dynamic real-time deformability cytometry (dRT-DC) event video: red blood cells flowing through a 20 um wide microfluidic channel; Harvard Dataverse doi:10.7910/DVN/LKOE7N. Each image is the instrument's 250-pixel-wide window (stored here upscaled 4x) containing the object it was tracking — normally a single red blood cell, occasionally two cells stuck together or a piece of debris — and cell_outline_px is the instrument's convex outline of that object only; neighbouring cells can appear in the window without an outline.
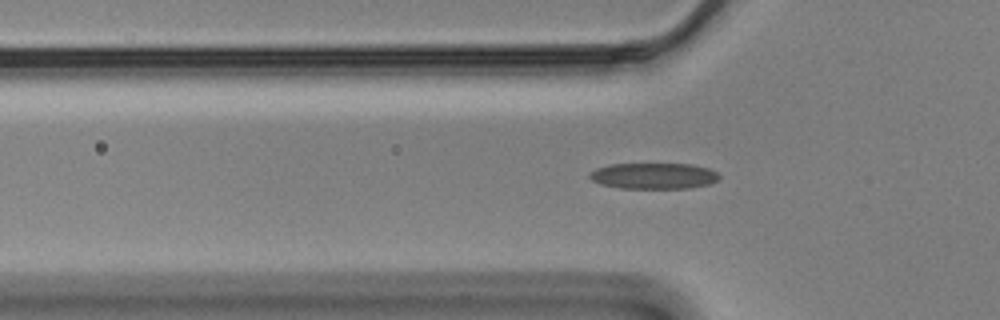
{"species": "Egyptian fruit bat (a non-hibernating species)", "species_latin": "Rousettus aegyptiacus", "temperature_condition": "cold", "stored_images_in_passage": 41, "camera_frame_rate_fps": 3000, "um_per_image_px": 0.085, "animal": {"sex": "male"}, "frame": {"image": 1, "passage_image": 8, "time_ms": 2.333, "image_size_px": [1000, 320], "cell_outline_px": [[720, 176], [716, 180], [708, 184], [688, 188], [620, 188], [600, 184], [592, 180], [588, 176], [588, 172], [596, 168], [608, 164], [692, 164], [708, 168], [716, 172]], "centroid_in_image_um": [55.51, 14.94], "position_along_channel_um": 70.3, "area_um2": 19.65}}
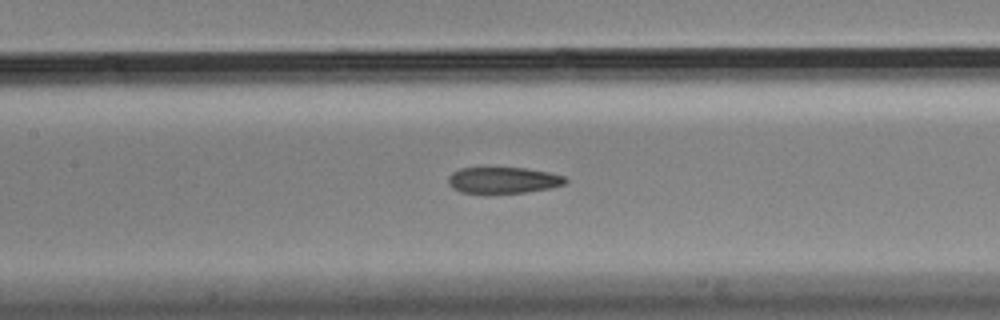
{"frame": {"image": 2, "passage_image": 16, "time_ms": 5.0, "image_size_px": [1000, 320], "cell_outline_px": [[568, 180], [564, 184], [552, 188], [524, 192], [488, 196], [484, 196], [460, 192], [452, 188], [448, 184], [448, 176], [452, 172], [460, 168], [524, 168], [548, 172], [564, 176]], "centroid_in_image_um": [42.71, 15.36], "position_along_channel_um": 164.7, "area_um2": 18.67}}
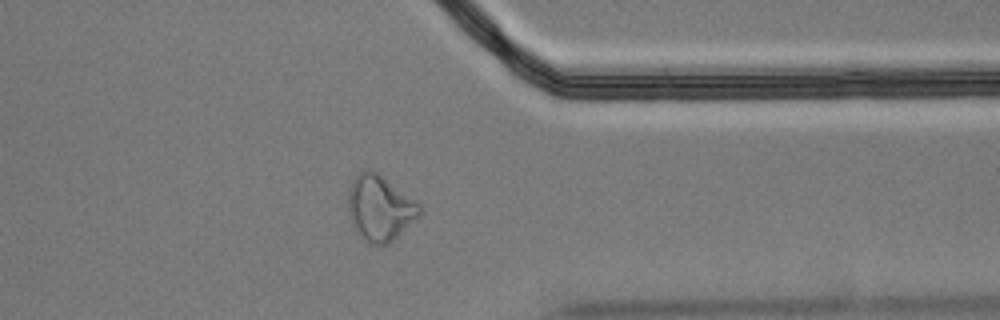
{"frame": {"image": 3, "passage_image": 35, "time_ms": 11.333, "image_size_px": [1000, 320], "cell_outline_px": [[424, 212], [420, 216], [388, 244], [368, 244], [356, 232], [352, 224], [348, 212], [348, 188], [352, 180], [364, 168], [368, 168], [376, 172], [420, 204], [424, 208]], "centroid_in_image_um": [32.28, 17.69], "position_along_channel_um": 379.1, "area_um2": 27.34}}